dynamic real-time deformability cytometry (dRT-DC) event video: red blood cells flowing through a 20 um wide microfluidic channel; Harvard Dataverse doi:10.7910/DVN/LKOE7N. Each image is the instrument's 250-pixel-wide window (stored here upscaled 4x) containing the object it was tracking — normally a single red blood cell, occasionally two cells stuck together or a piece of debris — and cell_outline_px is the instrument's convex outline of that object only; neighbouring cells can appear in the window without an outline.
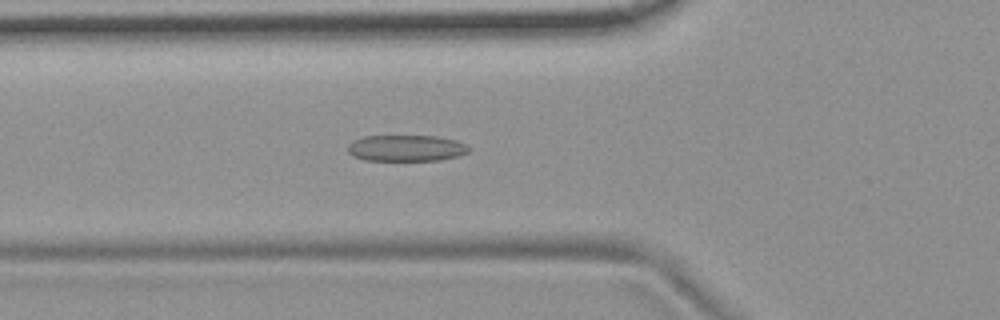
{"species": "common noctule bat (a hibernating species)", "species_latin": "Nyctalus noctula", "temperature_condition": "room temperature", "stored_images_in_passage": 53, "camera_frame_rate_fps": 3000, "um_per_image_px": 0.085, "animal": {"sex": "female", "body_mass_g": 19.9}, "frame": {"image": 1, "passage_image": 18, "time_ms": 5.667, "image_size_px": [1000, 320], "cell_outline_px": [[468, 152], [460, 156], [440, 160], [364, 160], [352, 156], [348, 152], [348, 144], [352, 140], [364, 136], [436, 136], [456, 140], [464, 144], [468, 148]], "centroid_in_image_um": [34.49, 12.59], "position_along_channel_um": 91.3, "area_um2": 18.55}}
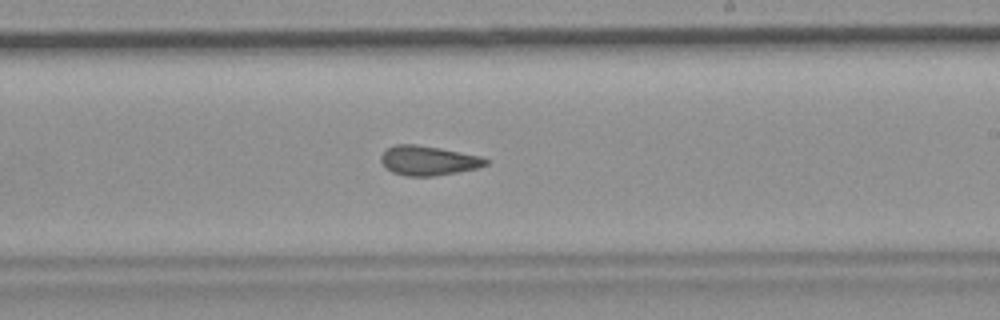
{"frame": {"image": 2, "passage_image": 31, "time_ms": 10.0, "image_size_px": [1000, 320], "cell_outline_px": [[488, 164], [476, 168], [456, 172], [432, 176], [404, 176], [392, 172], [380, 160], [380, 156], [388, 148], [396, 144], [416, 144], [440, 148], [480, 156], [488, 160]], "centroid_in_image_um": [36.39, 13.64], "position_along_channel_um": 252.6, "area_um2": 17.8}}
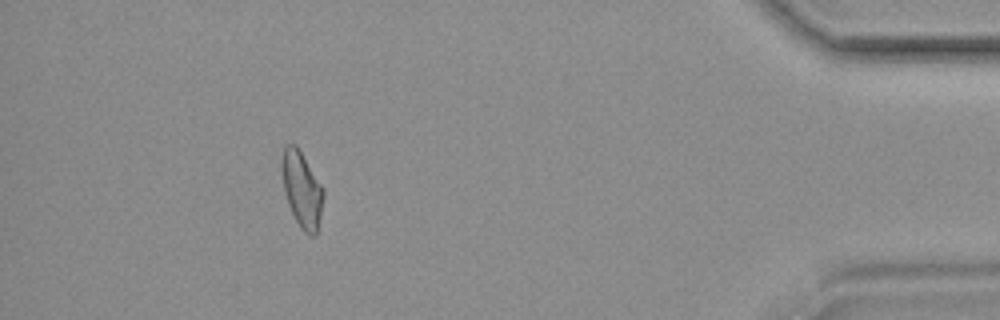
{"frame": {"image": 3, "passage_image": 48, "time_ms": 15.667, "image_size_px": [1000, 320], "cell_outline_px": [[324, 196], [316, 236], [308, 236], [300, 228], [288, 204], [284, 192], [280, 168], [280, 160], [284, 148], [288, 144], [296, 144], [324, 188]], "centroid_in_image_um": [25.64, 16.09], "position_along_channel_um": 409.6, "area_um2": 18.61}, "authors_computed_cell_mechanics": {"area_um2": 18.6116, "velocity_mm_per_s": 3.7198, "shape_relaxation_time_tau1_ms": null, "shape_relaxation_time_tau2_ms": 2.6721, "deformation_change_tau1": null, "deformation_change_tau2": 0.1065}}